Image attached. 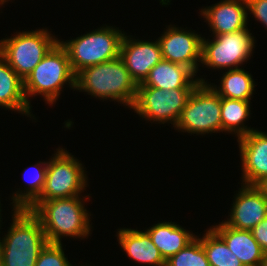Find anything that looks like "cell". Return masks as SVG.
I'll use <instances>...</instances> for the list:
<instances>
[{
	"label": "cell",
	"mask_w": 267,
	"mask_h": 266,
	"mask_svg": "<svg viewBox=\"0 0 267 266\" xmlns=\"http://www.w3.org/2000/svg\"><path fill=\"white\" fill-rule=\"evenodd\" d=\"M87 196L34 201L27 209L40 220L48 243L61 244V237L84 239L91 233V214L84 205Z\"/></svg>",
	"instance_id": "obj_1"
},
{
	"label": "cell",
	"mask_w": 267,
	"mask_h": 266,
	"mask_svg": "<svg viewBox=\"0 0 267 266\" xmlns=\"http://www.w3.org/2000/svg\"><path fill=\"white\" fill-rule=\"evenodd\" d=\"M12 224L0 239L2 266H35L48 243L38 217L28 209H13Z\"/></svg>",
	"instance_id": "obj_2"
},
{
	"label": "cell",
	"mask_w": 267,
	"mask_h": 266,
	"mask_svg": "<svg viewBox=\"0 0 267 266\" xmlns=\"http://www.w3.org/2000/svg\"><path fill=\"white\" fill-rule=\"evenodd\" d=\"M79 92L99 98L119 102L132 108L138 84L131 77L120 57L87 67L76 75V88Z\"/></svg>",
	"instance_id": "obj_3"
},
{
	"label": "cell",
	"mask_w": 267,
	"mask_h": 266,
	"mask_svg": "<svg viewBox=\"0 0 267 266\" xmlns=\"http://www.w3.org/2000/svg\"><path fill=\"white\" fill-rule=\"evenodd\" d=\"M65 84L75 90L76 75L66 49L58 41L23 80L24 94L28 104L31 102L29 97L41 95L45 103L52 105Z\"/></svg>",
	"instance_id": "obj_4"
},
{
	"label": "cell",
	"mask_w": 267,
	"mask_h": 266,
	"mask_svg": "<svg viewBox=\"0 0 267 266\" xmlns=\"http://www.w3.org/2000/svg\"><path fill=\"white\" fill-rule=\"evenodd\" d=\"M124 32L112 26H102L67 42L59 40L66 49L75 75L81 70L119 57Z\"/></svg>",
	"instance_id": "obj_5"
},
{
	"label": "cell",
	"mask_w": 267,
	"mask_h": 266,
	"mask_svg": "<svg viewBox=\"0 0 267 266\" xmlns=\"http://www.w3.org/2000/svg\"><path fill=\"white\" fill-rule=\"evenodd\" d=\"M58 41L47 28L16 32L0 40V54L24 80Z\"/></svg>",
	"instance_id": "obj_6"
},
{
	"label": "cell",
	"mask_w": 267,
	"mask_h": 266,
	"mask_svg": "<svg viewBox=\"0 0 267 266\" xmlns=\"http://www.w3.org/2000/svg\"><path fill=\"white\" fill-rule=\"evenodd\" d=\"M175 128L197 135L222 132L221 97L207 80L196 85Z\"/></svg>",
	"instance_id": "obj_7"
},
{
	"label": "cell",
	"mask_w": 267,
	"mask_h": 266,
	"mask_svg": "<svg viewBox=\"0 0 267 266\" xmlns=\"http://www.w3.org/2000/svg\"><path fill=\"white\" fill-rule=\"evenodd\" d=\"M57 152L48 161L46 178L41 195L35 201L68 198L80 195L87 187L85 168L78 159L65 148Z\"/></svg>",
	"instance_id": "obj_8"
},
{
	"label": "cell",
	"mask_w": 267,
	"mask_h": 266,
	"mask_svg": "<svg viewBox=\"0 0 267 266\" xmlns=\"http://www.w3.org/2000/svg\"><path fill=\"white\" fill-rule=\"evenodd\" d=\"M255 42L248 28L216 35L211 41L203 37L200 63L209 69H238L250 59Z\"/></svg>",
	"instance_id": "obj_9"
},
{
	"label": "cell",
	"mask_w": 267,
	"mask_h": 266,
	"mask_svg": "<svg viewBox=\"0 0 267 266\" xmlns=\"http://www.w3.org/2000/svg\"><path fill=\"white\" fill-rule=\"evenodd\" d=\"M194 88L162 90L138 86L136 100L131 109L145 120L176 126Z\"/></svg>",
	"instance_id": "obj_10"
},
{
	"label": "cell",
	"mask_w": 267,
	"mask_h": 266,
	"mask_svg": "<svg viewBox=\"0 0 267 266\" xmlns=\"http://www.w3.org/2000/svg\"><path fill=\"white\" fill-rule=\"evenodd\" d=\"M158 38L162 59L188 67L195 75L201 62L202 38L200 34L175 26L166 27Z\"/></svg>",
	"instance_id": "obj_11"
},
{
	"label": "cell",
	"mask_w": 267,
	"mask_h": 266,
	"mask_svg": "<svg viewBox=\"0 0 267 266\" xmlns=\"http://www.w3.org/2000/svg\"><path fill=\"white\" fill-rule=\"evenodd\" d=\"M119 57L137 84H141L150 70L162 60L161 48L158 40L144 41L133 39L124 34Z\"/></svg>",
	"instance_id": "obj_12"
},
{
	"label": "cell",
	"mask_w": 267,
	"mask_h": 266,
	"mask_svg": "<svg viewBox=\"0 0 267 266\" xmlns=\"http://www.w3.org/2000/svg\"><path fill=\"white\" fill-rule=\"evenodd\" d=\"M241 187L224 223L238 230H252L267 217V199L255 185L241 183Z\"/></svg>",
	"instance_id": "obj_13"
},
{
	"label": "cell",
	"mask_w": 267,
	"mask_h": 266,
	"mask_svg": "<svg viewBox=\"0 0 267 266\" xmlns=\"http://www.w3.org/2000/svg\"><path fill=\"white\" fill-rule=\"evenodd\" d=\"M242 163V184L256 185L267 177V133L253 130L237 139Z\"/></svg>",
	"instance_id": "obj_14"
},
{
	"label": "cell",
	"mask_w": 267,
	"mask_h": 266,
	"mask_svg": "<svg viewBox=\"0 0 267 266\" xmlns=\"http://www.w3.org/2000/svg\"><path fill=\"white\" fill-rule=\"evenodd\" d=\"M213 36L237 32L248 28V7L246 0H221L217 4L201 9Z\"/></svg>",
	"instance_id": "obj_15"
},
{
	"label": "cell",
	"mask_w": 267,
	"mask_h": 266,
	"mask_svg": "<svg viewBox=\"0 0 267 266\" xmlns=\"http://www.w3.org/2000/svg\"><path fill=\"white\" fill-rule=\"evenodd\" d=\"M195 76L188 67L162 59L150 70L148 76L138 86H149L162 90L195 88L199 82H205L206 80L199 77L194 79Z\"/></svg>",
	"instance_id": "obj_16"
},
{
	"label": "cell",
	"mask_w": 267,
	"mask_h": 266,
	"mask_svg": "<svg viewBox=\"0 0 267 266\" xmlns=\"http://www.w3.org/2000/svg\"><path fill=\"white\" fill-rule=\"evenodd\" d=\"M211 228L225 241L244 266H260L265 252L254 239L251 230H238L223 221Z\"/></svg>",
	"instance_id": "obj_17"
},
{
	"label": "cell",
	"mask_w": 267,
	"mask_h": 266,
	"mask_svg": "<svg viewBox=\"0 0 267 266\" xmlns=\"http://www.w3.org/2000/svg\"><path fill=\"white\" fill-rule=\"evenodd\" d=\"M118 243L130 259L152 266H166V260L144 230L120 228L117 231Z\"/></svg>",
	"instance_id": "obj_18"
},
{
	"label": "cell",
	"mask_w": 267,
	"mask_h": 266,
	"mask_svg": "<svg viewBox=\"0 0 267 266\" xmlns=\"http://www.w3.org/2000/svg\"><path fill=\"white\" fill-rule=\"evenodd\" d=\"M30 105L24 94L23 79L0 54V106L35 119Z\"/></svg>",
	"instance_id": "obj_19"
},
{
	"label": "cell",
	"mask_w": 267,
	"mask_h": 266,
	"mask_svg": "<svg viewBox=\"0 0 267 266\" xmlns=\"http://www.w3.org/2000/svg\"><path fill=\"white\" fill-rule=\"evenodd\" d=\"M145 231L165 260L177 254L196 237L192 232L172 221L154 224Z\"/></svg>",
	"instance_id": "obj_20"
},
{
	"label": "cell",
	"mask_w": 267,
	"mask_h": 266,
	"mask_svg": "<svg viewBox=\"0 0 267 266\" xmlns=\"http://www.w3.org/2000/svg\"><path fill=\"white\" fill-rule=\"evenodd\" d=\"M220 79L219 87L210 84L220 97L244 101L251 100L256 86L251 73L241 68L231 69L223 73Z\"/></svg>",
	"instance_id": "obj_21"
},
{
	"label": "cell",
	"mask_w": 267,
	"mask_h": 266,
	"mask_svg": "<svg viewBox=\"0 0 267 266\" xmlns=\"http://www.w3.org/2000/svg\"><path fill=\"white\" fill-rule=\"evenodd\" d=\"M250 102L221 97L222 133L223 131L230 134L234 133L240 138L255 130L244 125L251 114Z\"/></svg>",
	"instance_id": "obj_22"
},
{
	"label": "cell",
	"mask_w": 267,
	"mask_h": 266,
	"mask_svg": "<svg viewBox=\"0 0 267 266\" xmlns=\"http://www.w3.org/2000/svg\"><path fill=\"white\" fill-rule=\"evenodd\" d=\"M201 244L210 266H244L212 228H208L201 237Z\"/></svg>",
	"instance_id": "obj_23"
},
{
	"label": "cell",
	"mask_w": 267,
	"mask_h": 266,
	"mask_svg": "<svg viewBox=\"0 0 267 266\" xmlns=\"http://www.w3.org/2000/svg\"><path fill=\"white\" fill-rule=\"evenodd\" d=\"M47 166H48V161L44 162H39L33 167H35L33 170V174L27 180V188H25L23 191L18 190L11 197L13 200L11 204H13V209H27L40 195L43 190L44 184H45V178H46V171H47ZM31 170V168H30ZM28 169H24V173ZM29 173V172H28ZM25 179V178H24Z\"/></svg>",
	"instance_id": "obj_24"
},
{
	"label": "cell",
	"mask_w": 267,
	"mask_h": 266,
	"mask_svg": "<svg viewBox=\"0 0 267 266\" xmlns=\"http://www.w3.org/2000/svg\"><path fill=\"white\" fill-rule=\"evenodd\" d=\"M166 266H210L201 238L196 236L182 250L166 260Z\"/></svg>",
	"instance_id": "obj_25"
},
{
	"label": "cell",
	"mask_w": 267,
	"mask_h": 266,
	"mask_svg": "<svg viewBox=\"0 0 267 266\" xmlns=\"http://www.w3.org/2000/svg\"><path fill=\"white\" fill-rule=\"evenodd\" d=\"M62 245V243H47L41 250L35 266H72L64 254Z\"/></svg>",
	"instance_id": "obj_26"
},
{
	"label": "cell",
	"mask_w": 267,
	"mask_h": 266,
	"mask_svg": "<svg viewBox=\"0 0 267 266\" xmlns=\"http://www.w3.org/2000/svg\"><path fill=\"white\" fill-rule=\"evenodd\" d=\"M248 13L267 29V0H246Z\"/></svg>",
	"instance_id": "obj_27"
},
{
	"label": "cell",
	"mask_w": 267,
	"mask_h": 266,
	"mask_svg": "<svg viewBox=\"0 0 267 266\" xmlns=\"http://www.w3.org/2000/svg\"><path fill=\"white\" fill-rule=\"evenodd\" d=\"M251 232L262 250L267 252V217L259 222Z\"/></svg>",
	"instance_id": "obj_28"
},
{
	"label": "cell",
	"mask_w": 267,
	"mask_h": 266,
	"mask_svg": "<svg viewBox=\"0 0 267 266\" xmlns=\"http://www.w3.org/2000/svg\"><path fill=\"white\" fill-rule=\"evenodd\" d=\"M255 186L260 190V192L267 199V177H265L264 179H262Z\"/></svg>",
	"instance_id": "obj_29"
},
{
	"label": "cell",
	"mask_w": 267,
	"mask_h": 266,
	"mask_svg": "<svg viewBox=\"0 0 267 266\" xmlns=\"http://www.w3.org/2000/svg\"><path fill=\"white\" fill-rule=\"evenodd\" d=\"M260 266H267V252L264 253Z\"/></svg>",
	"instance_id": "obj_30"
},
{
	"label": "cell",
	"mask_w": 267,
	"mask_h": 266,
	"mask_svg": "<svg viewBox=\"0 0 267 266\" xmlns=\"http://www.w3.org/2000/svg\"><path fill=\"white\" fill-rule=\"evenodd\" d=\"M7 1H10V0H0V5L2 6V5L5 4Z\"/></svg>",
	"instance_id": "obj_31"
},
{
	"label": "cell",
	"mask_w": 267,
	"mask_h": 266,
	"mask_svg": "<svg viewBox=\"0 0 267 266\" xmlns=\"http://www.w3.org/2000/svg\"><path fill=\"white\" fill-rule=\"evenodd\" d=\"M1 202H0V222H2V220H1V218H2V216H1ZM0 225H1V223H0ZM0 228H1V226H0Z\"/></svg>",
	"instance_id": "obj_32"
}]
</instances>
